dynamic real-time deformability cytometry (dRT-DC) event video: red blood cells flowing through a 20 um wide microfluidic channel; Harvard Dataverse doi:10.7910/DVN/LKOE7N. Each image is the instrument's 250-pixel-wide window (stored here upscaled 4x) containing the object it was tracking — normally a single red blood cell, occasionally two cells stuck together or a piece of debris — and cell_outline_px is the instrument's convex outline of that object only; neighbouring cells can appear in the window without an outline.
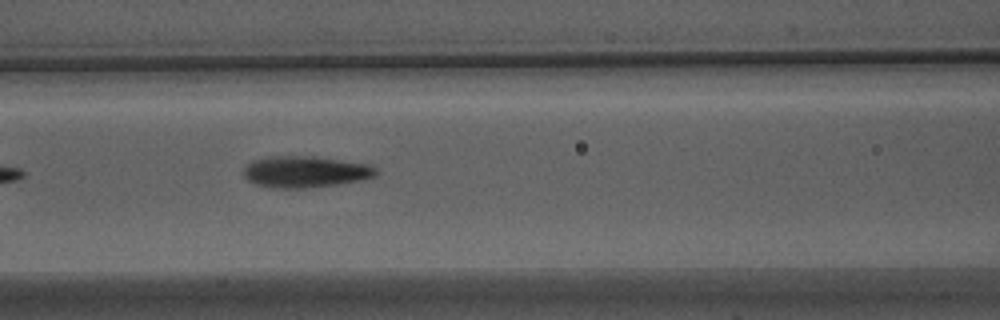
{"species": "Egyptian fruit bat (a non-hibernating species)", "species_latin": "Rousettus aegyptiacus", "temperature_condition": "warm", "stored_images_in_passage": 33, "camera_frame_rate_fps": 3000, "um_per_image_px": 0.085, "animal": {"sex": "male"}, "frame": {"image": 1, "passage_image": 10, "time_ms": 3.0, "image_size_px": [1000, 320], "cell_outline_px": [[380, 172], [376, 176], [364, 180], [336, 184], [304, 188], [272, 188], [256, 184], [248, 180], [244, 176], [244, 168], [252, 160], [268, 156], [316, 156], [368, 164], [376, 168]], "centroid_in_image_um": [25.97, 14.59], "position_along_channel_um": 140.6, "area_um2": 24.45}}
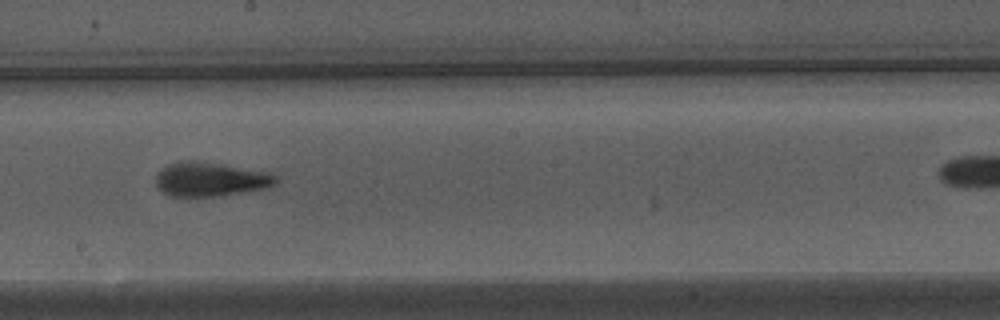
{"frame": {"image": 2, "passage_image": 17, "time_ms": 5.333, "image_size_px": [1000, 320], "cell_outline_px": [[276, 184], [268, 188], [220, 196], [172, 196], [160, 192], [156, 184], [156, 172], [168, 164], [184, 160], [192, 160], [220, 164], [268, 172], [276, 176]], "centroid_in_image_um": [17.85, 15.24], "position_along_channel_um": 230.4, "area_um2": 23.93}}
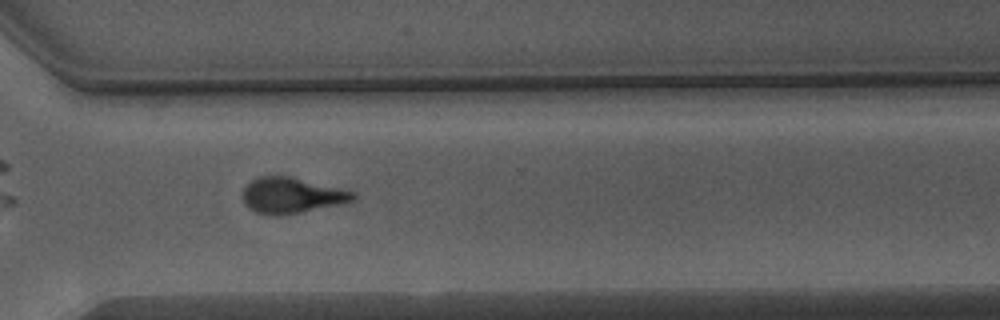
{"frame": {"image": 3, "passage_image": 26, "time_ms": 8.333, "image_size_px": [1000, 320], "cell_outline_px": [[356, 196], [352, 200], [344, 204], [288, 216], [272, 216], [256, 212], [248, 208], [244, 200], [244, 188], [252, 180], [260, 176], [288, 176], [352, 192]], "centroid_in_image_um": [24.77, 16.66], "position_along_channel_um": 345.8, "area_um2": 22.89}, "authors_computed_cell_mechanics": {"area_um2": 23.5246, "velocity_mm_per_s": 3.8587, "shape_relaxation_time_tau1_ms": 4.3612, "shape_relaxation_time_tau2_ms": 2.0396, "deformation_change_tau1": 0.1956, "deformation_change_tau2": 0.0972}}